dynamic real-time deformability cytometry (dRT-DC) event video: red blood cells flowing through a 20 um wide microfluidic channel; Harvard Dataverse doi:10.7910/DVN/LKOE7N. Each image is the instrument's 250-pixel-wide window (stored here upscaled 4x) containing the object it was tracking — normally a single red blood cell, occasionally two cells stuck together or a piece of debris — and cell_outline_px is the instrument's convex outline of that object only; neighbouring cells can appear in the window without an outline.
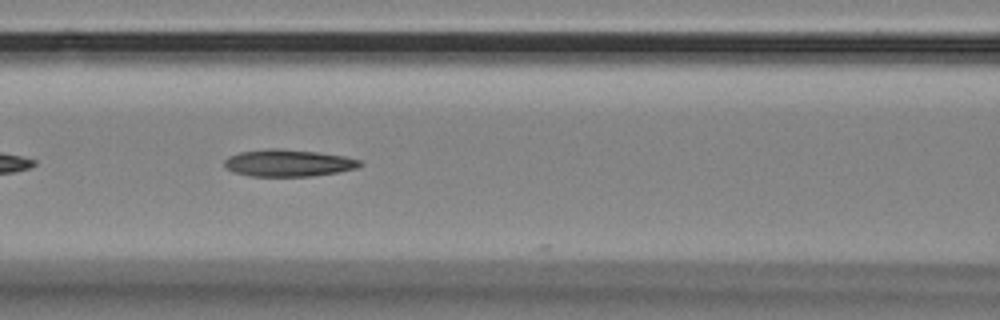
{"species": "Egyptian fruit bat (a non-hibernating species)", "species_latin": "Rousettus aegyptiacus", "temperature_condition": "room temperature", "stored_images_in_passage": 19, "camera_frame_rate_fps": 3000, "um_per_image_px": 0.085, "animal": {"sex": "female"}, "frame": {"image": 1, "passage_image": 17, "time_ms": 5.333, "image_size_px": [1000, 320], "cell_outline_px": [[364, 164], [356, 168], [336, 172], [312, 176], [252, 176], [232, 172], [224, 164], [224, 160], [228, 156], [240, 152], [268, 148], [280, 148], [316, 152], [344, 156], [360, 160]], "centroid_in_image_um": [24.49, 13.85], "position_along_channel_um": 142.1, "area_um2": 21.27}}